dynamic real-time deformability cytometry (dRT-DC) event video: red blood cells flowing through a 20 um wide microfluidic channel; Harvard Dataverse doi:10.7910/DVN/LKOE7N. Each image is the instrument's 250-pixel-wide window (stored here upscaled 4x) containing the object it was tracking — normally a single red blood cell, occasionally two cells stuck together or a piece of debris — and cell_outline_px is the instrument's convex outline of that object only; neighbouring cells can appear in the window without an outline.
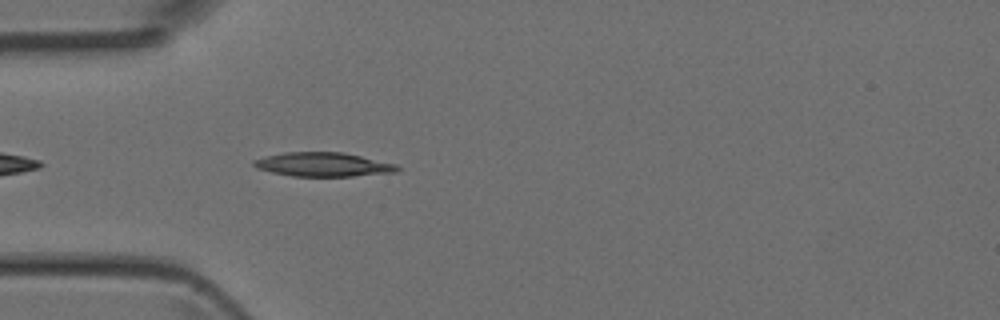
{"species": "Egyptian fruit bat (a non-hibernating species)", "species_latin": "Rousettus aegyptiacus", "temperature_condition": "room temperature", "stored_images_in_passage": 4, "camera_frame_rate_fps": 3000, "um_per_image_px": 0.085, "animal": {"sex": "female"}, "frame": {"image": 1, "passage_image": 4, "time_ms": 1.0, "image_size_px": [1000, 320], "cell_outline_px": [[400, 168], [396, 172], [352, 176], [292, 176], [272, 172], [256, 168], [252, 164], [252, 160], [284, 152], [344, 152], [396, 164]], "centroid_in_image_um": [27.46, 13.98], "position_along_channel_um": 57.5, "area_um2": 20.0}}